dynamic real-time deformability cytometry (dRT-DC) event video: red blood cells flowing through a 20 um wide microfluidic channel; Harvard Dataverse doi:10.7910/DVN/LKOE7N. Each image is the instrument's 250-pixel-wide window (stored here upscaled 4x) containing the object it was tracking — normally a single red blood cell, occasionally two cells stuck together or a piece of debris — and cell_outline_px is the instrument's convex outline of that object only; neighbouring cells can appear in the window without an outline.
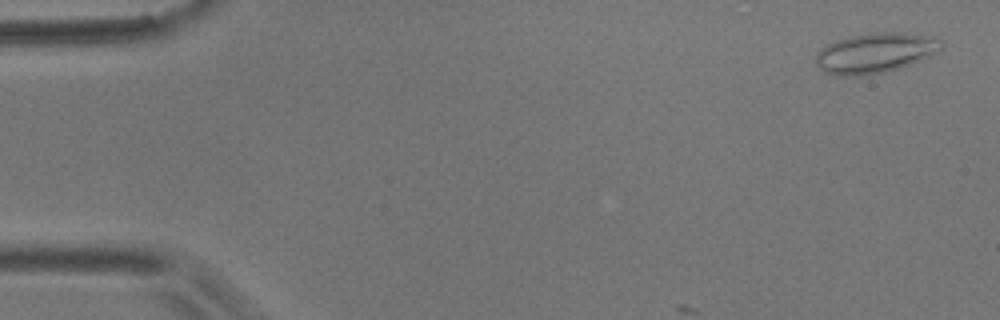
{"species": "common noctule bat (a hibernating species)", "species_latin": "Nyctalus noctula", "temperature_condition": "room temperature", "stored_images_in_passage": 3, "camera_frame_rate_fps": 3000, "um_per_image_px": 0.085, "animal": {"sex": "male", "body_mass_g": 17.9}, "frame": {"image": 1, "passage_image": 1, "time_ms": 0.0, "image_size_px": [1000, 320], "cell_outline_px": [[940, 48], [928, 56], [900, 68], [884, 72], [860, 76], [836, 76], [824, 72], [816, 64], [816, 52], [820, 48], [836, 40], [868, 32], [904, 32], [936, 36], [940, 40]], "centroid_in_image_um": [74.34, 4.49], "position_along_channel_um": 10.7, "area_um2": 29.36}}